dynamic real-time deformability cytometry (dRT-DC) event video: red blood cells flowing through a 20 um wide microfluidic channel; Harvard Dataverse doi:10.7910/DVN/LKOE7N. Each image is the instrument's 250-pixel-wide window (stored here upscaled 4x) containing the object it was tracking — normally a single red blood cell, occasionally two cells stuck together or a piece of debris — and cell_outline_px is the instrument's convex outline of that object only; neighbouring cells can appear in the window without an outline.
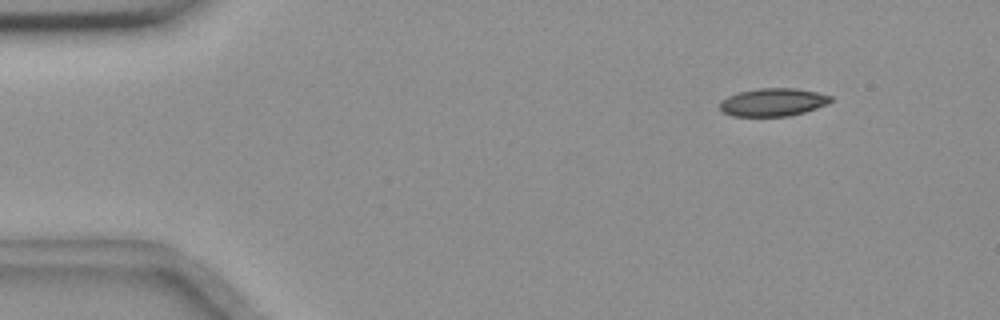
{"species": "common noctule bat (a hibernating species)", "species_latin": "Nyctalus noctula", "temperature_condition": "room temperature", "stored_images_in_passage": 4, "camera_frame_rate_fps": 3000, "um_per_image_px": 0.085, "animal": {"sex": "female", "body_mass_g": 18.4}, "frame": {"image": 1, "passage_image": 1, "time_ms": 0.0, "image_size_px": [1000, 320], "cell_outline_px": [[832, 100], [828, 104], [804, 112], [788, 116], [732, 116], [720, 112], [720, 100], [728, 96], [740, 92], [760, 88], [796, 88], [816, 92], [832, 96]], "centroid_in_image_um": [65.68, 8.69], "position_along_channel_um": 19.3, "area_um2": 18.09}}